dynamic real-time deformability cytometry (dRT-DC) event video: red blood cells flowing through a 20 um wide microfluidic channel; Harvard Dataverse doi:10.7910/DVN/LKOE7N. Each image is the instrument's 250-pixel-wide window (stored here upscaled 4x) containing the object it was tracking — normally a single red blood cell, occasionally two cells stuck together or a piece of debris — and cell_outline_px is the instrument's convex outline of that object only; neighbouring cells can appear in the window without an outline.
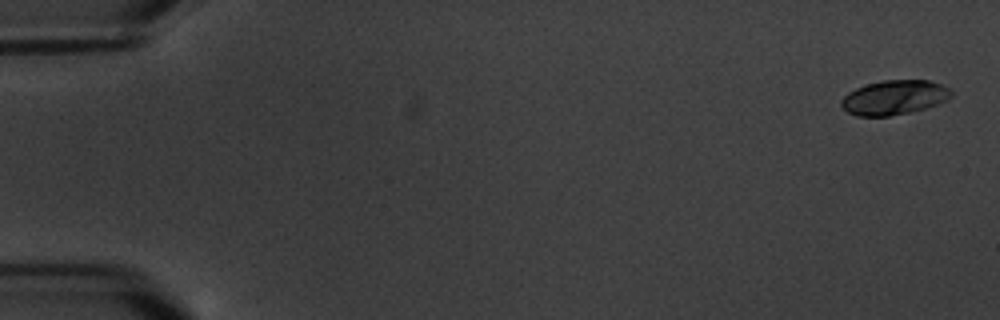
{"species": "common noctule bat (a hibernating species)", "species_latin": "Nyctalus noctula", "temperature_condition": "warm", "stored_images_in_passage": 7, "camera_frame_rate_fps": 3000, "um_per_image_px": 0.085, "animal": {"sex": "male", "body_mass_g": 20.1, "forearm_length_mm": 53.5}, "frame": {"image": 1, "passage_image": 1, "time_ms": 0.0, "image_size_px": [1000, 320], "cell_outline_px": [[952, 96], [948, 100], [912, 112], [888, 116], [856, 116], [848, 112], [840, 104], [840, 100], [848, 92], [856, 88], [880, 80], [928, 80], [940, 84], [948, 88], [952, 92]], "centroid_in_image_um": [76.0, 8.28], "position_along_channel_um": 9.0, "area_um2": 22.08}}
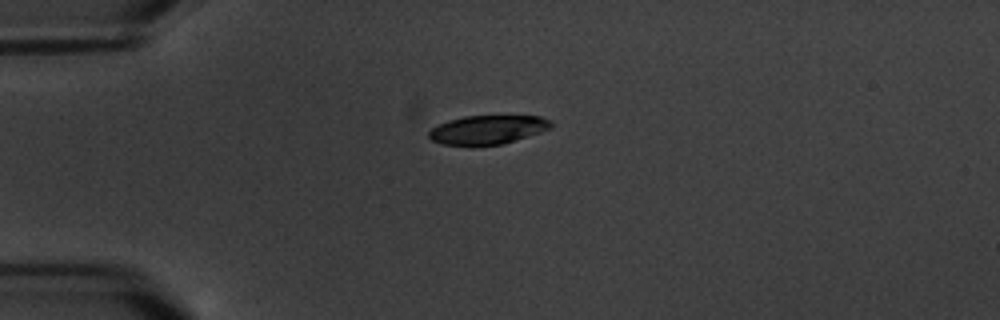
{"frame": {"image": 2, "passage_image": 5, "time_ms": 4.667, "image_size_px": [1000, 320], "cell_outline_px": [[552, 128], [540, 132], [500, 144], [440, 144], [432, 140], [428, 136], [428, 132], [432, 128], [448, 120], [464, 116], [540, 116], [552, 120]], "centroid_in_image_um": [41.46, 11.0], "position_along_channel_um": 43.5, "area_um2": 20.11}}